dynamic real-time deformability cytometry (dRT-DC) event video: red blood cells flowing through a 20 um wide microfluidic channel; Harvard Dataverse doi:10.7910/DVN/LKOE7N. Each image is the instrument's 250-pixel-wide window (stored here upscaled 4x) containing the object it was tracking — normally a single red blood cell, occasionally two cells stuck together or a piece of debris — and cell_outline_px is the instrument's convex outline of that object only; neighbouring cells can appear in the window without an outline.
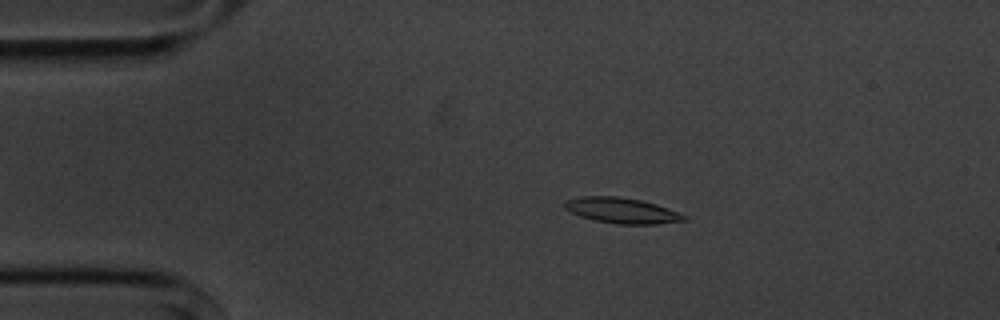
{"species": "common noctule bat (a hibernating species)", "species_latin": "Nyctalus noctula", "temperature_condition": "cold", "stored_images_in_passage": 10, "camera_frame_rate_fps": 3000, "um_per_image_px": 0.085, "animal": {"sex": "male", "body_mass_g": 20.1, "forearm_length_mm": 53.5}, "frame": {"image": 1, "passage_image": 3, "time_ms": 2.333, "image_size_px": [1000, 320], "cell_outline_px": [[688, 220], [656, 224], [616, 224], [596, 220], [580, 216], [564, 208], [564, 204], [568, 200], [580, 196], [616, 196], [640, 200], [656, 204], [688, 216]], "centroid_in_image_um": [52.88, 17.9], "position_along_channel_um": 32.1, "area_um2": 17.63}}
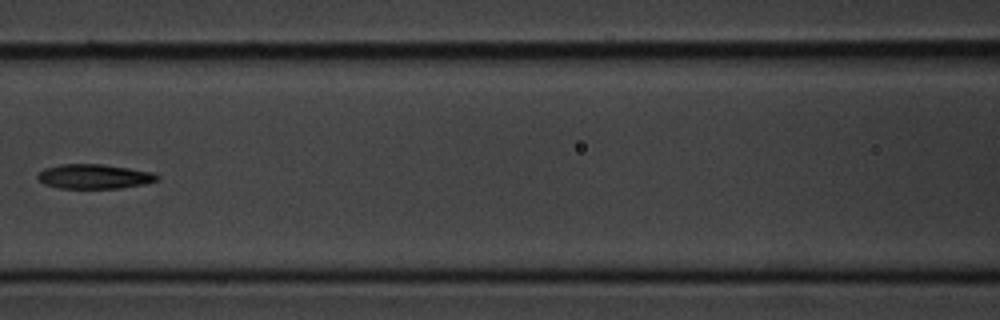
{"frame": {"image": 2, "passage_image": 7, "time_ms": 7.0, "image_size_px": [1000, 320], "cell_outline_px": [[160, 176], [156, 180], [144, 184], [120, 188], [60, 188], [44, 184], [36, 176], [44, 168], [60, 164], [100, 164], [128, 168], [152, 172]], "centroid_in_image_um": [7.99, 15.0], "position_along_channel_um": 158.6, "area_um2": 16.94}}
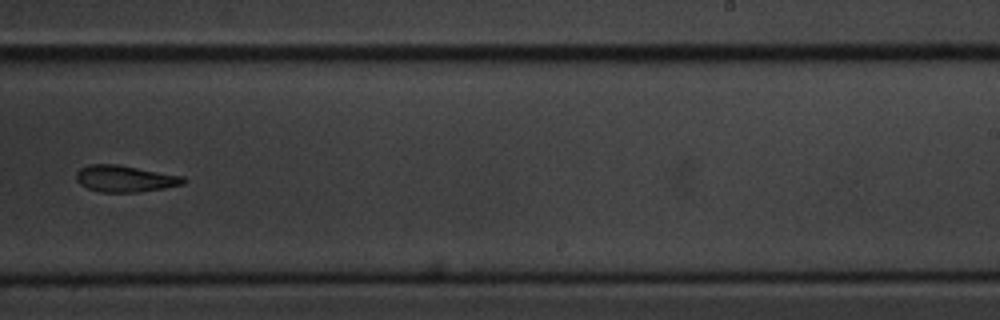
{"frame": {"image": 3, "passage_image": 10, "time_ms": 10.333, "image_size_px": [1000, 320], "cell_outline_px": [[184, 184], [164, 188], [140, 192], [100, 192], [88, 188], [80, 184], [76, 180], [76, 172], [80, 168], [88, 164], [116, 164], [184, 176]], "centroid_in_image_um": [10.6, 15.18], "position_along_channel_um": 278.4, "area_um2": 16.59}}